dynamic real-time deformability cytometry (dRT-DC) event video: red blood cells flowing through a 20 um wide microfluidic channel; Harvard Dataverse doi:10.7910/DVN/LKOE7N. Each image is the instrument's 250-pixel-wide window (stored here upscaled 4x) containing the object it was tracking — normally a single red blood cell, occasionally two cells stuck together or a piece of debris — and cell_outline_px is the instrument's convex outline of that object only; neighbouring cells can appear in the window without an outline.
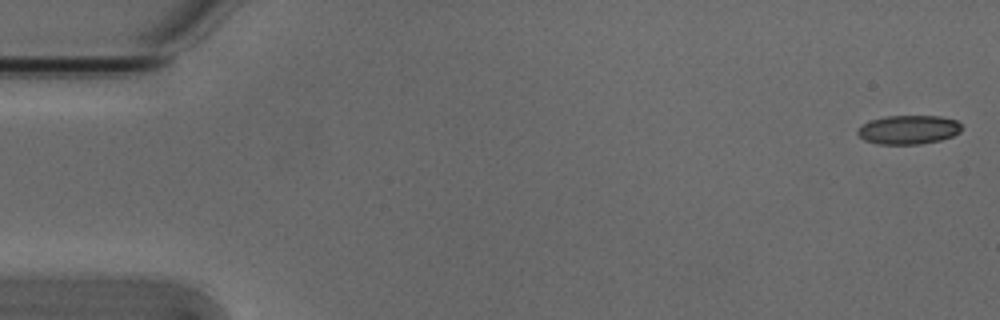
{"species": "Egyptian fruit bat (a non-hibernating species)", "species_latin": "Rousettus aegyptiacus", "temperature_condition": "cold", "stored_images_in_passage": 5, "camera_frame_rate_fps": 3000, "um_per_image_px": 0.085, "animal": {"sex": "male"}, "frame": {"image": 1, "passage_image": 1, "time_ms": 0.0, "image_size_px": [1000, 320], "cell_outline_px": [[960, 132], [952, 136], [940, 140], [920, 144], [876, 144], [864, 140], [856, 132], [864, 124], [872, 120], [888, 116], [940, 116], [956, 120], [960, 124]], "centroid_in_image_um": [77.23, 11.03], "position_along_channel_um": 7.8, "area_um2": 17.34}}
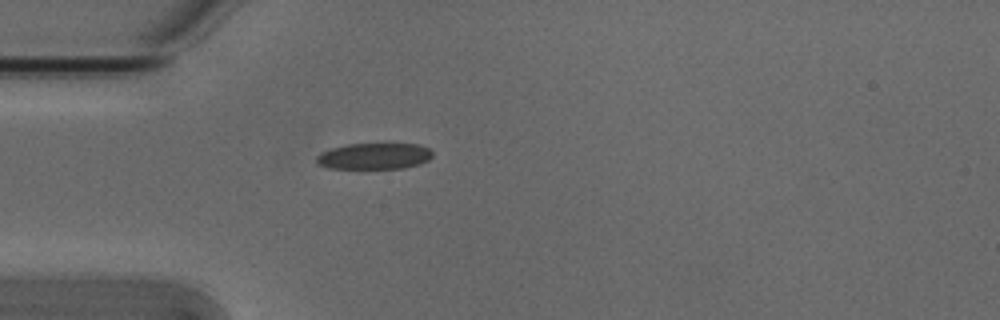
{"frame": {"image": 2, "passage_image": 5, "time_ms": 1.333, "image_size_px": [1000, 320], "cell_outline_px": [[432, 156], [428, 160], [420, 164], [404, 168], [328, 168], [316, 164], [316, 156], [320, 152], [332, 148], [348, 144], [420, 144], [428, 148], [432, 152]], "centroid_in_image_um": [31.79, 13.27], "position_along_channel_um": 53.2, "area_um2": 17.74}}